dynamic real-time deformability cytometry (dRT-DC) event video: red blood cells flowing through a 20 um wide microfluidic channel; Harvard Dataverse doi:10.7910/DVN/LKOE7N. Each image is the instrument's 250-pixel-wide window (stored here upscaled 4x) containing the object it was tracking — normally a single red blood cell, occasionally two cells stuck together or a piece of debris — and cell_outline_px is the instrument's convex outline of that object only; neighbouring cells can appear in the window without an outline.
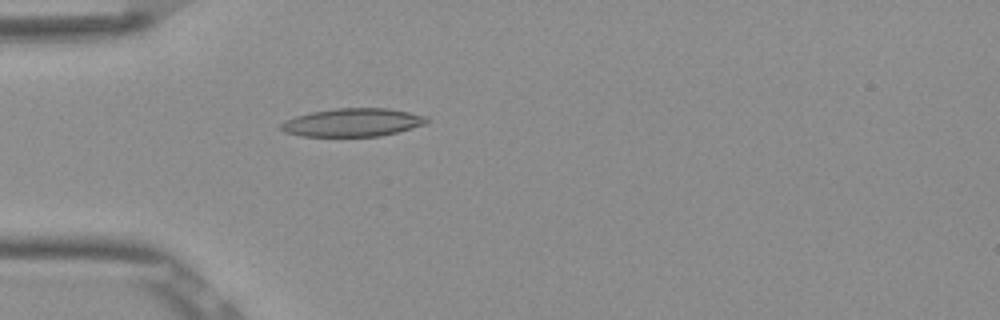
{"species": "Egyptian fruit bat (a non-hibernating species)", "species_latin": "Rousettus aegyptiacus", "temperature_condition": "room temperature", "stored_images_in_passage": 52, "camera_frame_rate_fps": 3000, "um_per_image_px": 0.085, "frame": {"image": 1, "passage_image": 15, "time_ms": 4.667, "image_size_px": [1000, 320], "cell_outline_px": [[432, 120], [424, 124], [396, 132], [380, 136], [300, 136], [284, 132], [280, 128], [280, 124], [284, 120], [296, 116], [312, 112], [336, 108], [388, 108], [428, 116]], "centroid_in_image_um": [29.97, 10.4], "position_along_channel_um": 55.0, "area_um2": 23.93}}
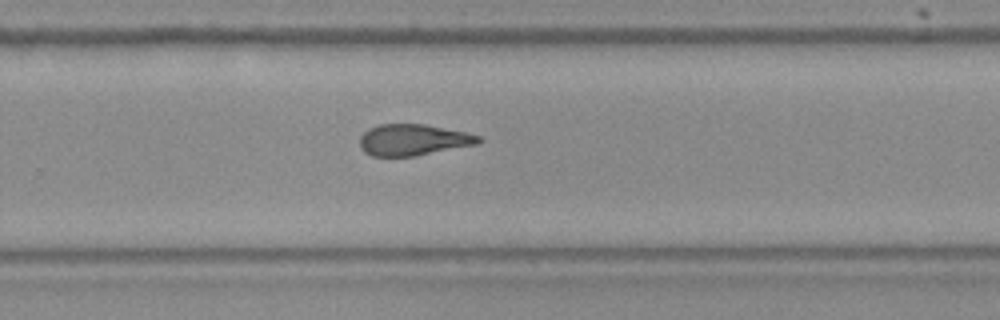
{"frame": {"image": 2, "passage_image": 34, "time_ms": 11.0, "image_size_px": [1000, 320], "cell_outline_px": [[484, 140], [476, 144], [416, 156], [372, 156], [364, 152], [360, 148], [360, 136], [368, 128], [380, 124], [424, 124], [464, 132], [480, 136]], "centroid_in_image_um": [35.09, 11.89], "position_along_channel_um": 294.7, "area_um2": 21.62}}
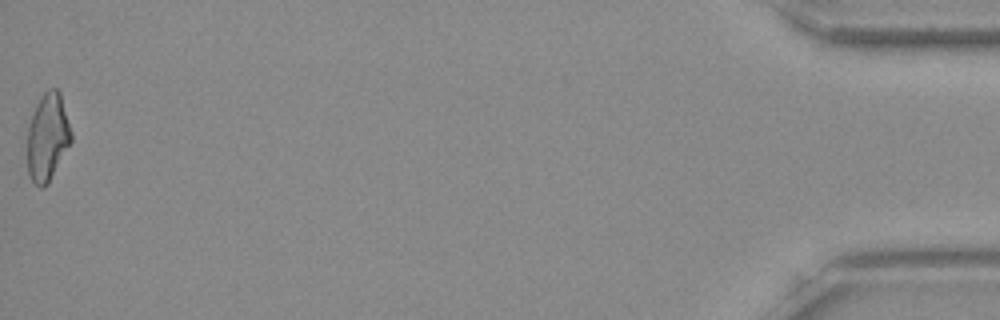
{"frame": {"image": 3, "passage_image": 52, "time_ms": 17.0, "image_size_px": [1000, 320], "cell_outline_px": [[72, 140], [48, 184], [44, 188], [40, 188], [28, 176], [28, 128], [36, 104], [40, 96], [48, 88], [56, 88], [60, 92], [72, 132]], "centroid_in_image_um": [4.05, 11.65], "position_along_channel_um": 431.1, "area_um2": 22.37}, "authors_computed_cell_mechanics": {"area_um2": 22.6576, "velocity_mm_per_s": 3.8864, "shape_relaxation_time_tau1_ms": null, "shape_relaxation_time_tau2_ms": 2.9534, "deformation_change_tau1": null, "deformation_change_tau2": 0.1146}}